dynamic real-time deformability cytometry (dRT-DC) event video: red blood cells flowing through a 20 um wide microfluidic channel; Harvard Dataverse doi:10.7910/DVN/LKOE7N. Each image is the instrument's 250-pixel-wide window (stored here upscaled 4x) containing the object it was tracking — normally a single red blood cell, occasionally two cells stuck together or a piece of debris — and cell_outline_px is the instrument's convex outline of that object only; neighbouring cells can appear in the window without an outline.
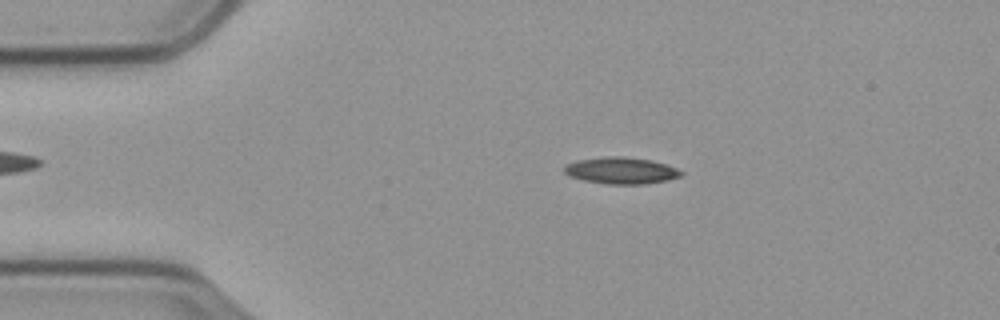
{"species": "common noctule bat (a hibernating species)", "species_latin": "Nyctalus noctula", "temperature_condition": "cold", "stored_images_in_passage": 58, "camera_frame_rate_fps": 3000, "um_per_image_px": 0.085, "animal": {"sex": "male", "body_mass_g": 23.1, "forearm_length_mm": 52.7}, "frame": {"image": 1, "passage_image": 11, "time_ms": 3.333, "image_size_px": [1000, 320], "cell_outline_px": [[684, 172], [680, 176], [668, 180], [644, 184], [608, 184], [584, 180], [568, 176], [564, 172], [564, 168], [568, 164], [580, 160], [608, 156], [624, 156], [648, 160], [664, 164], [676, 168]], "centroid_in_image_um": [52.8, 14.5], "position_along_channel_um": 32.2, "area_um2": 17.86}}
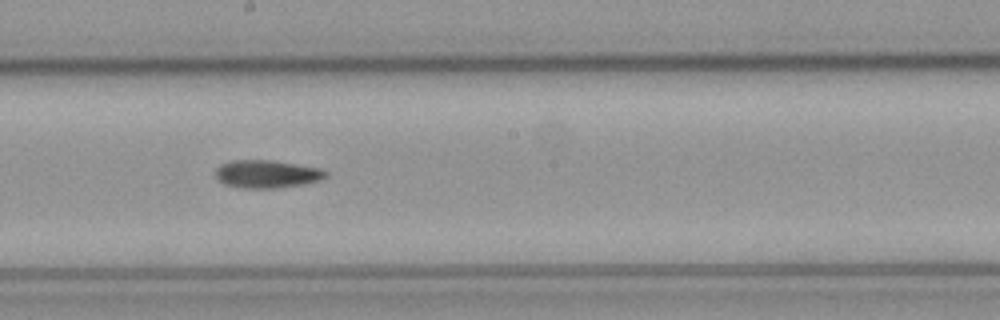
{"frame": {"image": 2, "passage_image": 31, "time_ms": 10.0, "image_size_px": [1000, 320], "cell_outline_px": [[328, 176], [320, 180], [304, 184], [280, 188], [244, 188], [224, 184], [216, 176], [216, 168], [220, 164], [232, 160], [272, 160], [320, 168], [328, 172]], "centroid_in_image_um": [22.71, 14.79], "position_along_channel_um": 225.5, "area_um2": 17.98}}
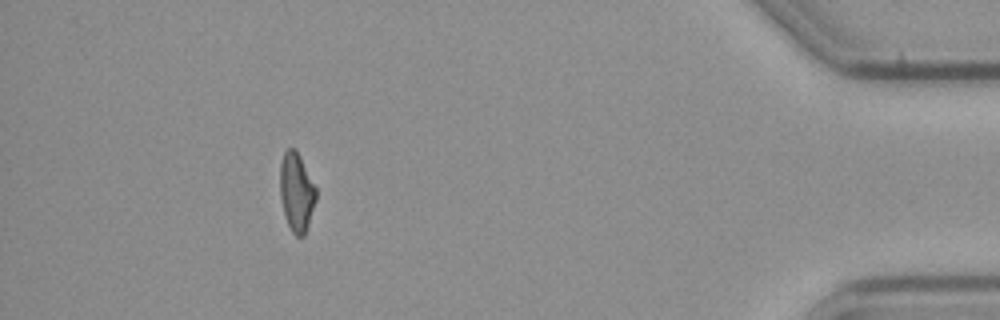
{"frame": {"image": 3, "passage_image": 52, "time_ms": 17.0, "image_size_px": [1000, 320], "cell_outline_px": [[316, 200], [304, 236], [296, 236], [292, 232], [288, 224], [284, 212], [280, 196], [280, 164], [284, 152], [288, 148], [296, 148], [316, 188]], "centroid_in_image_um": [25.2, 16.3], "position_along_channel_um": 410.0, "area_um2": 16.36}, "authors_computed_cell_mechanics": {"area_um2": 17.0799, "velocity_mm_per_s": 3.5339, "shape_relaxation_time_tau1_ms": 9.8035, "shape_relaxation_time_tau2_ms": 9.6518, "deformation_change_tau1": 0.1935, "deformation_change_tau2": 0.1949}}